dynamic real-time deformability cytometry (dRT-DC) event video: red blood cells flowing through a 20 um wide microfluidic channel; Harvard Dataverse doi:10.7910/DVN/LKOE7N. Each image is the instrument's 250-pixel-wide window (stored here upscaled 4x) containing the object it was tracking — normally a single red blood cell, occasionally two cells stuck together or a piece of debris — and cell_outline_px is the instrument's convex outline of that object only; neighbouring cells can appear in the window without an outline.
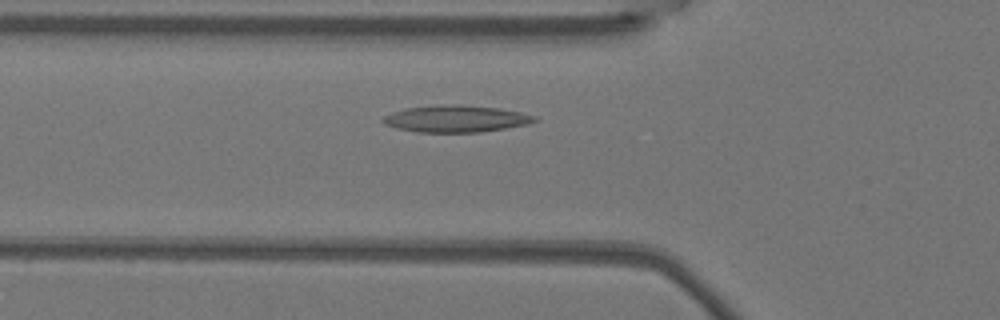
{"species": "Egyptian fruit bat (a non-hibernating species)", "species_latin": "Rousettus aegyptiacus", "temperature_condition": "warm", "stored_images_in_passage": 48, "camera_frame_rate_fps": 3000, "um_per_image_px": 0.085, "animal": {"sex": "female"}, "frame": {"image": 1, "passage_image": 13, "time_ms": 4.0, "image_size_px": [1000, 320], "cell_outline_px": [[536, 120], [528, 124], [480, 132], [416, 132], [396, 128], [384, 124], [380, 120], [384, 116], [392, 112], [404, 108], [440, 104], [460, 104], [500, 108], [520, 112], [536, 116]], "centroid_in_image_um": [38.7, 10.08], "position_along_channel_um": 87.1, "area_um2": 23.87}}
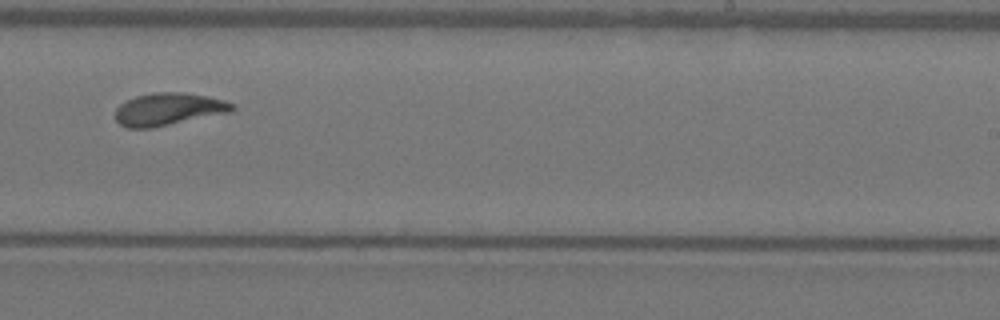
{"frame": {"image": 2, "passage_image": 28, "time_ms": 9.0, "image_size_px": [1000, 320], "cell_outline_px": [[236, 108], [232, 112], [152, 128], [128, 128], [120, 124], [116, 120], [116, 108], [120, 104], [136, 96], [152, 92], [184, 92], [224, 100], [232, 104]], "centroid_in_image_um": [14.32, 9.28], "position_along_channel_um": 274.7, "area_um2": 22.08}}
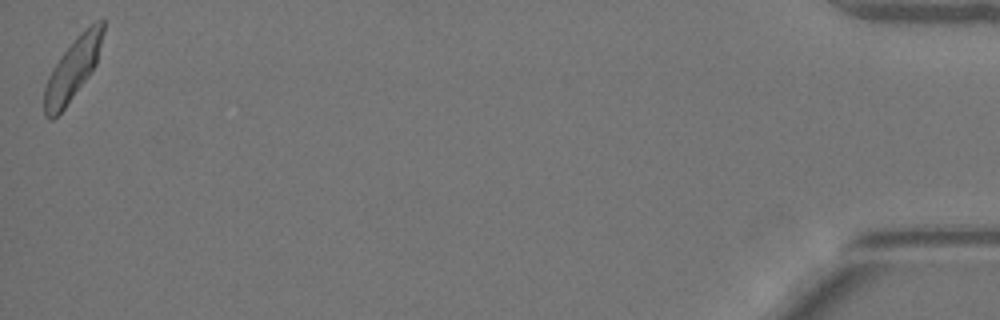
{"frame": {"image": 3, "passage_image": 48, "time_ms": 15.667, "image_size_px": [1000, 320], "cell_outline_px": [[104, 32], [96, 64], [88, 76], [64, 108], [52, 120], [48, 120], [44, 116], [44, 88], [48, 76], [52, 68], [60, 56], [76, 36], [88, 24], [96, 20], [104, 20]], "centroid_in_image_um": [6.17, 5.84], "position_along_channel_um": 429.0, "area_um2": 21.15}, "authors_computed_cell_mechanics": {"area_um2": 21.7039, "velocity_mm_per_s": 3.7428, "shape_relaxation_time_tau1_ms": 8.0782, "shape_relaxation_time_tau2_ms": 2.6835, "deformation_change_tau1": 0.2033, "deformation_change_tau2": 0.0978}}